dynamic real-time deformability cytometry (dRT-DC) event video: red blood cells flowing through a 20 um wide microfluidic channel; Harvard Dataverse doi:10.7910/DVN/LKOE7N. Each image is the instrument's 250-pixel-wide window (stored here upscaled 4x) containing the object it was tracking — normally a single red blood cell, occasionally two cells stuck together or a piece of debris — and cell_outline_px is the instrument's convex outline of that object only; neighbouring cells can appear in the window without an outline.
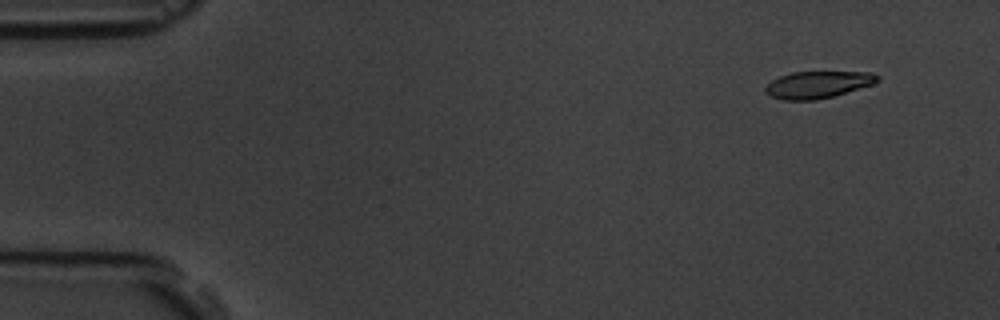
{"species": "common noctule bat (a hibernating species)", "species_latin": "Nyctalus noctula", "temperature_condition": "room temperature", "stored_images_in_passage": 5, "camera_frame_rate_fps": 3000, "um_per_image_px": 0.085, "animal": {"sex": "male", "body_mass_g": 19.5, "forearm_length_mm": 54.6}, "frame": {"image": 1, "passage_image": 2, "time_ms": 1.333, "image_size_px": [1000, 320], "cell_outline_px": [[880, 80], [872, 84], [832, 96], [816, 100], [784, 100], [772, 96], [764, 92], [764, 88], [772, 80], [780, 76], [792, 72], [872, 72], [880, 76]], "centroid_in_image_um": [69.51, 7.19], "position_along_channel_um": 15.5, "area_um2": 17.46}}